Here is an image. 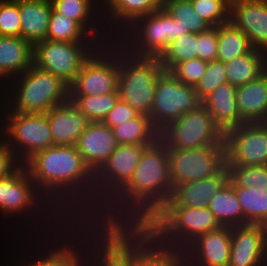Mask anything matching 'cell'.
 I'll list each match as a JSON object with an SVG mask.
<instances>
[{
    "mask_svg": "<svg viewBox=\"0 0 267 266\" xmlns=\"http://www.w3.org/2000/svg\"><path fill=\"white\" fill-rule=\"evenodd\" d=\"M0 212L3 217L5 216L4 221L10 216L15 220L16 218L17 220L20 219L19 223L27 221L24 223L26 226L16 224L26 228V230L25 228L18 230L20 234L25 231L24 234L20 235H24L25 238H29L30 234L32 237L36 235L37 237L48 236L58 231V228L51 221L50 202L38 191L24 164H21L9 176L0 179ZM22 220L23 222H21ZM27 230H29V235Z\"/></svg>",
    "mask_w": 267,
    "mask_h": 266,
    "instance_id": "cell-1",
    "label": "cell"
},
{
    "mask_svg": "<svg viewBox=\"0 0 267 266\" xmlns=\"http://www.w3.org/2000/svg\"><path fill=\"white\" fill-rule=\"evenodd\" d=\"M176 230L169 225H151L148 216L123 214L97 241L112 252L130 253L133 257H166Z\"/></svg>",
    "mask_w": 267,
    "mask_h": 266,
    "instance_id": "cell-2",
    "label": "cell"
},
{
    "mask_svg": "<svg viewBox=\"0 0 267 266\" xmlns=\"http://www.w3.org/2000/svg\"><path fill=\"white\" fill-rule=\"evenodd\" d=\"M0 100L13 112L47 113L69 100V85L51 72L32 65L5 85Z\"/></svg>",
    "mask_w": 267,
    "mask_h": 266,
    "instance_id": "cell-3",
    "label": "cell"
},
{
    "mask_svg": "<svg viewBox=\"0 0 267 266\" xmlns=\"http://www.w3.org/2000/svg\"><path fill=\"white\" fill-rule=\"evenodd\" d=\"M38 191L51 203L86 163L76 145H53L24 163Z\"/></svg>",
    "mask_w": 267,
    "mask_h": 266,
    "instance_id": "cell-4",
    "label": "cell"
},
{
    "mask_svg": "<svg viewBox=\"0 0 267 266\" xmlns=\"http://www.w3.org/2000/svg\"><path fill=\"white\" fill-rule=\"evenodd\" d=\"M133 191L129 182L116 179L103 165L102 191H96V201L66 231L87 240H97L125 213Z\"/></svg>",
    "mask_w": 267,
    "mask_h": 266,
    "instance_id": "cell-5",
    "label": "cell"
},
{
    "mask_svg": "<svg viewBox=\"0 0 267 266\" xmlns=\"http://www.w3.org/2000/svg\"><path fill=\"white\" fill-rule=\"evenodd\" d=\"M188 33L164 8L137 18L115 41L130 55L159 57L170 42Z\"/></svg>",
    "mask_w": 267,
    "mask_h": 266,
    "instance_id": "cell-6",
    "label": "cell"
},
{
    "mask_svg": "<svg viewBox=\"0 0 267 266\" xmlns=\"http://www.w3.org/2000/svg\"><path fill=\"white\" fill-rule=\"evenodd\" d=\"M164 71L158 57L130 55L119 45V95L140 114L149 116L159 75Z\"/></svg>",
    "mask_w": 267,
    "mask_h": 266,
    "instance_id": "cell-7",
    "label": "cell"
},
{
    "mask_svg": "<svg viewBox=\"0 0 267 266\" xmlns=\"http://www.w3.org/2000/svg\"><path fill=\"white\" fill-rule=\"evenodd\" d=\"M0 121L2 141L21 164L54 145L46 113L13 112L0 101Z\"/></svg>",
    "mask_w": 267,
    "mask_h": 266,
    "instance_id": "cell-8",
    "label": "cell"
},
{
    "mask_svg": "<svg viewBox=\"0 0 267 266\" xmlns=\"http://www.w3.org/2000/svg\"><path fill=\"white\" fill-rule=\"evenodd\" d=\"M102 186L103 165L86 164L50 203L51 221L58 230L66 231L96 201Z\"/></svg>",
    "mask_w": 267,
    "mask_h": 266,
    "instance_id": "cell-9",
    "label": "cell"
},
{
    "mask_svg": "<svg viewBox=\"0 0 267 266\" xmlns=\"http://www.w3.org/2000/svg\"><path fill=\"white\" fill-rule=\"evenodd\" d=\"M26 239L22 242H26L25 244L28 242L27 253L25 251L20 258H22L21 260L24 259L23 262L27 266H90L88 240L85 237L58 230L56 233L48 236L30 237L33 242L35 240L34 243L36 244L34 246L30 239ZM28 251H30L29 254L31 253L32 256L28 254ZM24 255L26 256L23 257Z\"/></svg>",
    "mask_w": 267,
    "mask_h": 266,
    "instance_id": "cell-10",
    "label": "cell"
},
{
    "mask_svg": "<svg viewBox=\"0 0 267 266\" xmlns=\"http://www.w3.org/2000/svg\"><path fill=\"white\" fill-rule=\"evenodd\" d=\"M119 44L100 45L83 63L74 82L69 86V95L97 96L119 92Z\"/></svg>",
    "mask_w": 267,
    "mask_h": 266,
    "instance_id": "cell-11",
    "label": "cell"
},
{
    "mask_svg": "<svg viewBox=\"0 0 267 266\" xmlns=\"http://www.w3.org/2000/svg\"><path fill=\"white\" fill-rule=\"evenodd\" d=\"M159 139L167 149H194L225 143L224 134L202 104L167 125L160 131Z\"/></svg>",
    "mask_w": 267,
    "mask_h": 266,
    "instance_id": "cell-12",
    "label": "cell"
},
{
    "mask_svg": "<svg viewBox=\"0 0 267 266\" xmlns=\"http://www.w3.org/2000/svg\"><path fill=\"white\" fill-rule=\"evenodd\" d=\"M98 42H62L45 39L33 45V65L51 72L69 86Z\"/></svg>",
    "mask_w": 267,
    "mask_h": 266,
    "instance_id": "cell-13",
    "label": "cell"
},
{
    "mask_svg": "<svg viewBox=\"0 0 267 266\" xmlns=\"http://www.w3.org/2000/svg\"><path fill=\"white\" fill-rule=\"evenodd\" d=\"M167 154L173 188L180 183L212 176L226 164L225 143L194 149H167Z\"/></svg>",
    "mask_w": 267,
    "mask_h": 266,
    "instance_id": "cell-14",
    "label": "cell"
},
{
    "mask_svg": "<svg viewBox=\"0 0 267 266\" xmlns=\"http://www.w3.org/2000/svg\"><path fill=\"white\" fill-rule=\"evenodd\" d=\"M199 104L201 102L196 96L195 87L178 81L169 71L164 70L157 79L149 117L154 127L160 132Z\"/></svg>",
    "mask_w": 267,
    "mask_h": 266,
    "instance_id": "cell-15",
    "label": "cell"
},
{
    "mask_svg": "<svg viewBox=\"0 0 267 266\" xmlns=\"http://www.w3.org/2000/svg\"><path fill=\"white\" fill-rule=\"evenodd\" d=\"M226 166L267 165V123H244L224 134Z\"/></svg>",
    "mask_w": 267,
    "mask_h": 266,
    "instance_id": "cell-16",
    "label": "cell"
},
{
    "mask_svg": "<svg viewBox=\"0 0 267 266\" xmlns=\"http://www.w3.org/2000/svg\"><path fill=\"white\" fill-rule=\"evenodd\" d=\"M129 185L139 193L153 194L172 189L167 147L158 139L139 160Z\"/></svg>",
    "mask_w": 267,
    "mask_h": 266,
    "instance_id": "cell-17",
    "label": "cell"
},
{
    "mask_svg": "<svg viewBox=\"0 0 267 266\" xmlns=\"http://www.w3.org/2000/svg\"><path fill=\"white\" fill-rule=\"evenodd\" d=\"M228 266H267V227L245 224L231 227Z\"/></svg>",
    "mask_w": 267,
    "mask_h": 266,
    "instance_id": "cell-18",
    "label": "cell"
},
{
    "mask_svg": "<svg viewBox=\"0 0 267 266\" xmlns=\"http://www.w3.org/2000/svg\"><path fill=\"white\" fill-rule=\"evenodd\" d=\"M230 21L253 48L267 53V0H231Z\"/></svg>",
    "mask_w": 267,
    "mask_h": 266,
    "instance_id": "cell-19",
    "label": "cell"
},
{
    "mask_svg": "<svg viewBox=\"0 0 267 266\" xmlns=\"http://www.w3.org/2000/svg\"><path fill=\"white\" fill-rule=\"evenodd\" d=\"M166 0H101L103 22L115 40L137 18L164 7Z\"/></svg>",
    "mask_w": 267,
    "mask_h": 266,
    "instance_id": "cell-20",
    "label": "cell"
},
{
    "mask_svg": "<svg viewBox=\"0 0 267 266\" xmlns=\"http://www.w3.org/2000/svg\"><path fill=\"white\" fill-rule=\"evenodd\" d=\"M53 9L77 21L100 45L114 41L103 22L101 0H51Z\"/></svg>",
    "mask_w": 267,
    "mask_h": 266,
    "instance_id": "cell-21",
    "label": "cell"
},
{
    "mask_svg": "<svg viewBox=\"0 0 267 266\" xmlns=\"http://www.w3.org/2000/svg\"><path fill=\"white\" fill-rule=\"evenodd\" d=\"M46 115L54 145H76L81 133L91 123L70 99L54 106Z\"/></svg>",
    "mask_w": 267,
    "mask_h": 266,
    "instance_id": "cell-22",
    "label": "cell"
},
{
    "mask_svg": "<svg viewBox=\"0 0 267 266\" xmlns=\"http://www.w3.org/2000/svg\"><path fill=\"white\" fill-rule=\"evenodd\" d=\"M117 146L112 129L102 122H91L76 143L84 162L97 165H103Z\"/></svg>",
    "mask_w": 267,
    "mask_h": 266,
    "instance_id": "cell-23",
    "label": "cell"
},
{
    "mask_svg": "<svg viewBox=\"0 0 267 266\" xmlns=\"http://www.w3.org/2000/svg\"><path fill=\"white\" fill-rule=\"evenodd\" d=\"M236 92V86L226 83L220 85L201 102L223 134L245 123L239 116Z\"/></svg>",
    "mask_w": 267,
    "mask_h": 266,
    "instance_id": "cell-24",
    "label": "cell"
},
{
    "mask_svg": "<svg viewBox=\"0 0 267 266\" xmlns=\"http://www.w3.org/2000/svg\"><path fill=\"white\" fill-rule=\"evenodd\" d=\"M33 65V45L21 37L0 36V80L6 85Z\"/></svg>",
    "mask_w": 267,
    "mask_h": 266,
    "instance_id": "cell-25",
    "label": "cell"
},
{
    "mask_svg": "<svg viewBox=\"0 0 267 266\" xmlns=\"http://www.w3.org/2000/svg\"><path fill=\"white\" fill-rule=\"evenodd\" d=\"M236 101L245 123L267 122V70L255 80L238 86Z\"/></svg>",
    "mask_w": 267,
    "mask_h": 266,
    "instance_id": "cell-26",
    "label": "cell"
},
{
    "mask_svg": "<svg viewBox=\"0 0 267 266\" xmlns=\"http://www.w3.org/2000/svg\"><path fill=\"white\" fill-rule=\"evenodd\" d=\"M228 182L226 165L216 174L201 180L177 184L173 189L183 207L205 208Z\"/></svg>",
    "mask_w": 267,
    "mask_h": 266,
    "instance_id": "cell-27",
    "label": "cell"
},
{
    "mask_svg": "<svg viewBox=\"0 0 267 266\" xmlns=\"http://www.w3.org/2000/svg\"><path fill=\"white\" fill-rule=\"evenodd\" d=\"M52 8L51 0H19L20 37L32 45L45 40Z\"/></svg>",
    "mask_w": 267,
    "mask_h": 266,
    "instance_id": "cell-28",
    "label": "cell"
},
{
    "mask_svg": "<svg viewBox=\"0 0 267 266\" xmlns=\"http://www.w3.org/2000/svg\"><path fill=\"white\" fill-rule=\"evenodd\" d=\"M200 253L196 266H228L231 251V227L199 235Z\"/></svg>",
    "mask_w": 267,
    "mask_h": 266,
    "instance_id": "cell-29",
    "label": "cell"
},
{
    "mask_svg": "<svg viewBox=\"0 0 267 266\" xmlns=\"http://www.w3.org/2000/svg\"><path fill=\"white\" fill-rule=\"evenodd\" d=\"M224 64L228 83L236 87L242 86L267 70V53L252 48L248 53Z\"/></svg>",
    "mask_w": 267,
    "mask_h": 266,
    "instance_id": "cell-30",
    "label": "cell"
},
{
    "mask_svg": "<svg viewBox=\"0 0 267 266\" xmlns=\"http://www.w3.org/2000/svg\"><path fill=\"white\" fill-rule=\"evenodd\" d=\"M182 208L183 204L173 188L147 195L148 222L151 225H169L178 229Z\"/></svg>",
    "mask_w": 267,
    "mask_h": 266,
    "instance_id": "cell-31",
    "label": "cell"
},
{
    "mask_svg": "<svg viewBox=\"0 0 267 266\" xmlns=\"http://www.w3.org/2000/svg\"><path fill=\"white\" fill-rule=\"evenodd\" d=\"M112 131L117 143L125 145H153L160 134L150 117L143 114L113 127Z\"/></svg>",
    "mask_w": 267,
    "mask_h": 266,
    "instance_id": "cell-32",
    "label": "cell"
},
{
    "mask_svg": "<svg viewBox=\"0 0 267 266\" xmlns=\"http://www.w3.org/2000/svg\"><path fill=\"white\" fill-rule=\"evenodd\" d=\"M207 207L221 226L243 225L242 208L229 182L211 199Z\"/></svg>",
    "mask_w": 267,
    "mask_h": 266,
    "instance_id": "cell-33",
    "label": "cell"
},
{
    "mask_svg": "<svg viewBox=\"0 0 267 266\" xmlns=\"http://www.w3.org/2000/svg\"><path fill=\"white\" fill-rule=\"evenodd\" d=\"M150 145L118 144L103 164L106 171L116 179L129 182L144 150Z\"/></svg>",
    "mask_w": 267,
    "mask_h": 266,
    "instance_id": "cell-34",
    "label": "cell"
},
{
    "mask_svg": "<svg viewBox=\"0 0 267 266\" xmlns=\"http://www.w3.org/2000/svg\"><path fill=\"white\" fill-rule=\"evenodd\" d=\"M252 48L248 37L231 21L218 26L217 60L226 63L248 53Z\"/></svg>",
    "mask_w": 267,
    "mask_h": 266,
    "instance_id": "cell-35",
    "label": "cell"
},
{
    "mask_svg": "<svg viewBox=\"0 0 267 266\" xmlns=\"http://www.w3.org/2000/svg\"><path fill=\"white\" fill-rule=\"evenodd\" d=\"M242 208L243 225L260 224L267 227V189L234 188Z\"/></svg>",
    "mask_w": 267,
    "mask_h": 266,
    "instance_id": "cell-36",
    "label": "cell"
},
{
    "mask_svg": "<svg viewBox=\"0 0 267 266\" xmlns=\"http://www.w3.org/2000/svg\"><path fill=\"white\" fill-rule=\"evenodd\" d=\"M200 253L199 235L191 234L178 228L174 243L167 251L169 266H196Z\"/></svg>",
    "mask_w": 267,
    "mask_h": 266,
    "instance_id": "cell-37",
    "label": "cell"
},
{
    "mask_svg": "<svg viewBox=\"0 0 267 266\" xmlns=\"http://www.w3.org/2000/svg\"><path fill=\"white\" fill-rule=\"evenodd\" d=\"M46 39L62 42H97L77 21L59 14L53 8Z\"/></svg>",
    "mask_w": 267,
    "mask_h": 266,
    "instance_id": "cell-38",
    "label": "cell"
},
{
    "mask_svg": "<svg viewBox=\"0 0 267 266\" xmlns=\"http://www.w3.org/2000/svg\"><path fill=\"white\" fill-rule=\"evenodd\" d=\"M69 99L89 119L90 122H102L109 111L120 99L119 92L97 96L69 95Z\"/></svg>",
    "mask_w": 267,
    "mask_h": 266,
    "instance_id": "cell-39",
    "label": "cell"
},
{
    "mask_svg": "<svg viewBox=\"0 0 267 266\" xmlns=\"http://www.w3.org/2000/svg\"><path fill=\"white\" fill-rule=\"evenodd\" d=\"M197 57V34L188 32L170 42L158 59L163 69L170 71L176 64Z\"/></svg>",
    "mask_w": 267,
    "mask_h": 266,
    "instance_id": "cell-40",
    "label": "cell"
},
{
    "mask_svg": "<svg viewBox=\"0 0 267 266\" xmlns=\"http://www.w3.org/2000/svg\"><path fill=\"white\" fill-rule=\"evenodd\" d=\"M167 13L188 32L199 34L208 30L211 25L193 9L191 1L166 0L164 7Z\"/></svg>",
    "mask_w": 267,
    "mask_h": 266,
    "instance_id": "cell-41",
    "label": "cell"
},
{
    "mask_svg": "<svg viewBox=\"0 0 267 266\" xmlns=\"http://www.w3.org/2000/svg\"><path fill=\"white\" fill-rule=\"evenodd\" d=\"M221 227L214 214L205 208L183 207L179 217V228L191 234L201 235Z\"/></svg>",
    "mask_w": 267,
    "mask_h": 266,
    "instance_id": "cell-42",
    "label": "cell"
},
{
    "mask_svg": "<svg viewBox=\"0 0 267 266\" xmlns=\"http://www.w3.org/2000/svg\"><path fill=\"white\" fill-rule=\"evenodd\" d=\"M228 182L234 187L267 189V165L226 166Z\"/></svg>",
    "mask_w": 267,
    "mask_h": 266,
    "instance_id": "cell-43",
    "label": "cell"
},
{
    "mask_svg": "<svg viewBox=\"0 0 267 266\" xmlns=\"http://www.w3.org/2000/svg\"><path fill=\"white\" fill-rule=\"evenodd\" d=\"M90 266H133L130 253L112 252L97 240H88Z\"/></svg>",
    "mask_w": 267,
    "mask_h": 266,
    "instance_id": "cell-44",
    "label": "cell"
},
{
    "mask_svg": "<svg viewBox=\"0 0 267 266\" xmlns=\"http://www.w3.org/2000/svg\"><path fill=\"white\" fill-rule=\"evenodd\" d=\"M231 0H192L193 9L211 26L230 21Z\"/></svg>",
    "mask_w": 267,
    "mask_h": 266,
    "instance_id": "cell-45",
    "label": "cell"
},
{
    "mask_svg": "<svg viewBox=\"0 0 267 266\" xmlns=\"http://www.w3.org/2000/svg\"><path fill=\"white\" fill-rule=\"evenodd\" d=\"M226 83H228V80L225 72V64L219 60L208 61L204 75L195 86L198 100L202 102L211 92Z\"/></svg>",
    "mask_w": 267,
    "mask_h": 266,
    "instance_id": "cell-46",
    "label": "cell"
},
{
    "mask_svg": "<svg viewBox=\"0 0 267 266\" xmlns=\"http://www.w3.org/2000/svg\"><path fill=\"white\" fill-rule=\"evenodd\" d=\"M19 0H0V36L20 37Z\"/></svg>",
    "mask_w": 267,
    "mask_h": 266,
    "instance_id": "cell-47",
    "label": "cell"
},
{
    "mask_svg": "<svg viewBox=\"0 0 267 266\" xmlns=\"http://www.w3.org/2000/svg\"><path fill=\"white\" fill-rule=\"evenodd\" d=\"M208 62L200 58L176 64L169 72L180 82L195 87L207 69Z\"/></svg>",
    "mask_w": 267,
    "mask_h": 266,
    "instance_id": "cell-48",
    "label": "cell"
},
{
    "mask_svg": "<svg viewBox=\"0 0 267 266\" xmlns=\"http://www.w3.org/2000/svg\"><path fill=\"white\" fill-rule=\"evenodd\" d=\"M218 26L197 34V55L205 61L217 60Z\"/></svg>",
    "mask_w": 267,
    "mask_h": 266,
    "instance_id": "cell-49",
    "label": "cell"
},
{
    "mask_svg": "<svg viewBox=\"0 0 267 266\" xmlns=\"http://www.w3.org/2000/svg\"><path fill=\"white\" fill-rule=\"evenodd\" d=\"M140 113L132 108L129 104L119 99L116 105L109 111L102 123L111 129L125 121L138 117Z\"/></svg>",
    "mask_w": 267,
    "mask_h": 266,
    "instance_id": "cell-50",
    "label": "cell"
},
{
    "mask_svg": "<svg viewBox=\"0 0 267 266\" xmlns=\"http://www.w3.org/2000/svg\"><path fill=\"white\" fill-rule=\"evenodd\" d=\"M21 165L11 148L0 141V179L9 176Z\"/></svg>",
    "mask_w": 267,
    "mask_h": 266,
    "instance_id": "cell-51",
    "label": "cell"
},
{
    "mask_svg": "<svg viewBox=\"0 0 267 266\" xmlns=\"http://www.w3.org/2000/svg\"><path fill=\"white\" fill-rule=\"evenodd\" d=\"M124 214L129 217L148 216L147 194L134 190L128 197L127 209Z\"/></svg>",
    "mask_w": 267,
    "mask_h": 266,
    "instance_id": "cell-52",
    "label": "cell"
},
{
    "mask_svg": "<svg viewBox=\"0 0 267 266\" xmlns=\"http://www.w3.org/2000/svg\"><path fill=\"white\" fill-rule=\"evenodd\" d=\"M133 266H169L166 257H134Z\"/></svg>",
    "mask_w": 267,
    "mask_h": 266,
    "instance_id": "cell-53",
    "label": "cell"
},
{
    "mask_svg": "<svg viewBox=\"0 0 267 266\" xmlns=\"http://www.w3.org/2000/svg\"><path fill=\"white\" fill-rule=\"evenodd\" d=\"M0 85L2 86V87L0 86V99H1L4 93L3 89H5V84L0 80Z\"/></svg>",
    "mask_w": 267,
    "mask_h": 266,
    "instance_id": "cell-54",
    "label": "cell"
},
{
    "mask_svg": "<svg viewBox=\"0 0 267 266\" xmlns=\"http://www.w3.org/2000/svg\"><path fill=\"white\" fill-rule=\"evenodd\" d=\"M15 258H16L17 262H16V263H15V262L12 263L13 265L16 264V265H14V266H27L26 264H24V262H21V261H22L21 258L19 259L20 261L17 259V257H15ZM18 261H19V262H18ZM17 263H20V264H17ZM13 265H12V266H13Z\"/></svg>",
    "mask_w": 267,
    "mask_h": 266,
    "instance_id": "cell-55",
    "label": "cell"
},
{
    "mask_svg": "<svg viewBox=\"0 0 267 266\" xmlns=\"http://www.w3.org/2000/svg\"><path fill=\"white\" fill-rule=\"evenodd\" d=\"M2 140V137H1V121H0V141Z\"/></svg>",
    "mask_w": 267,
    "mask_h": 266,
    "instance_id": "cell-56",
    "label": "cell"
},
{
    "mask_svg": "<svg viewBox=\"0 0 267 266\" xmlns=\"http://www.w3.org/2000/svg\"><path fill=\"white\" fill-rule=\"evenodd\" d=\"M175 1H192V0H175Z\"/></svg>",
    "mask_w": 267,
    "mask_h": 266,
    "instance_id": "cell-57",
    "label": "cell"
}]
</instances>
